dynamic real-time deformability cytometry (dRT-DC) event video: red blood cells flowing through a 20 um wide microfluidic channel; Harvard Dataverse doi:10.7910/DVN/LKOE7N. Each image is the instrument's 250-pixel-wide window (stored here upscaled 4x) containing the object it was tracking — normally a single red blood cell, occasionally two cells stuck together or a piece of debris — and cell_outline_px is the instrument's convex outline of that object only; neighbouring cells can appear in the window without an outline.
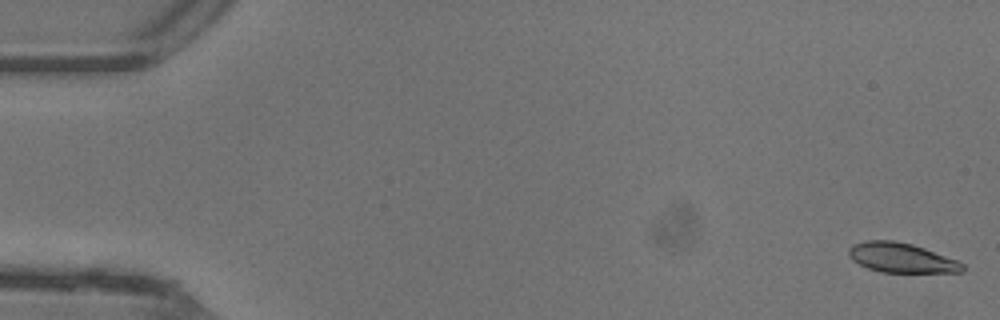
{"species": "common noctule bat (a hibernating species)", "species_latin": "Nyctalus noctula", "temperature_condition": "warm", "stored_images_in_passage": 47, "camera_frame_rate_fps": 3000, "um_per_image_px": 0.085, "animal": {"sex": "female"}, "frame": {"image": 1, "passage_image": 1, "time_ms": 0.0, "image_size_px": [1000, 320], "cell_outline_px": [[964, 272], [880, 272], [868, 268], [852, 260], [848, 256], [848, 248], [852, 244], [864, 240], [892, 240], [912, 244], [924, 248], [956, 260], [964, 264]], "centroid_in_image_um": [76.57, 21.9], "position_along_channel_um": 8.4, "area_um2": 19.65}}
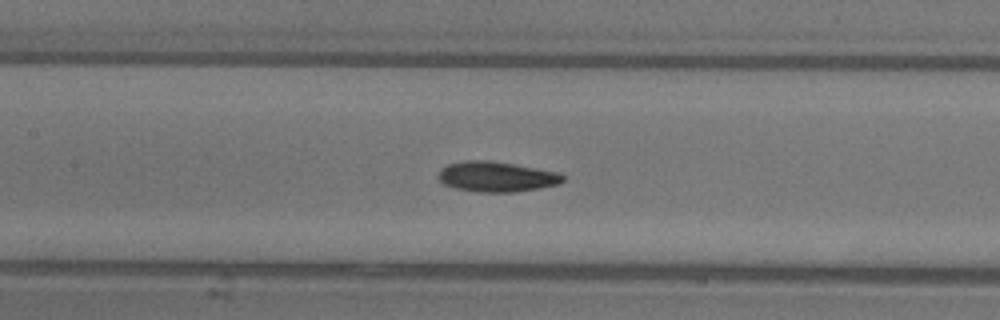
{"frame": {"image": 2, "passage_image": 22, "time_ms": 7.0, "image_size_px": [1000, 320], "cell_outline_px": [[564, 180], [560, 184], [540, 188], [512, 192], [476, 192], [456, 188], [444, 184], [440, 180], [440, 168], [448, 164], [464, 160], [488, 160], [512, 164], [556, 172], [564, 176]], "centroid_in_image_um": [42.19, 15.02], "position_along_channel_um": 165.2, "area_um2": 21.73}}
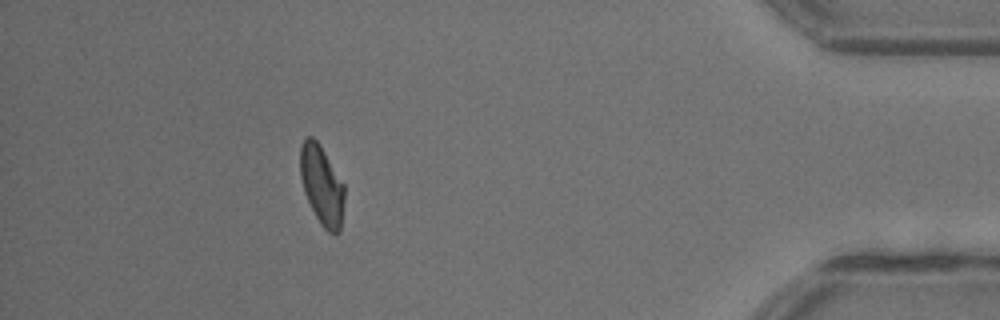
{"frame": {"image": 3, "passage_image": 42, "time_ms": 13.667, "image_size_px": [1000, 320], "cell_outline_px": [[344, 200], [340, 232], [328, 232], [320, 224], [304, 192], [300, 176], [300, 144], [308, 136], [312, 136], [320, 144], [344, 184]], "centroid_in_image_um": [27.34, 15.72], "position_along_channel_um": 407.9, "area_um2": 20.35}, "authors_computed_cell_mechanics": {"area_um2": 20.9814, "velocity_mm_per_s": 4.4486, "shape_relaxation_time_tau1_ms": 5.8754, "shape_relaxation_time_tau2_ms": 2.6165, "deformation_change_tau1": 0.176, "deformation_change_tau2": 0.084}}